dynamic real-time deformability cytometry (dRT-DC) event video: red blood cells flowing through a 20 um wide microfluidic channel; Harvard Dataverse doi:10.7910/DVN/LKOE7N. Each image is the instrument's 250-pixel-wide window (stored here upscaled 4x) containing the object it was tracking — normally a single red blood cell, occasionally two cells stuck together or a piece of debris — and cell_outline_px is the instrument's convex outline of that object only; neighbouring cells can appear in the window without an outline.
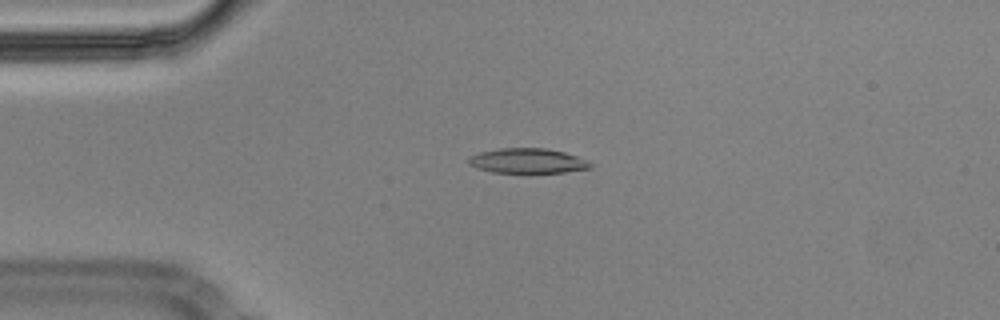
{"species": "Egyptian fruit bat (a non-hibernating species)", "species_latin": "Rousettus aegyptiacus", "temperature_condition": "cold", "stored_images_in_passage": 55, "camera_frame_rate_fps": 3000, "um_per_image_px": 0.085, "animal": {"sex": "male"}, "frame": {"image": 1, "passage_image": 12, "time_ms": 3.667, "image_size_px": [1000, 320], "cell_outline_px": [[592, 168], [564, 172], [492, 172], [476, 168], [468, 164], [468, 156], [476, 152], [500, 148], [544, 148], [564, 152], [588, 160], [592, 164]], "centroid_in_image_um": [44.8, 13.66], "position_along_channel_um": 40.2, "area_um2": 17.74}}
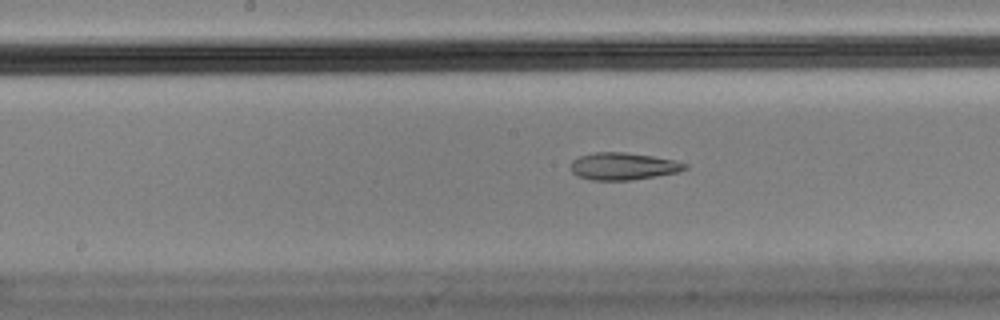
{"frame": {"image": 2, "passage_image": 27, "time_ms": 8.667, "image_size_px": [1000, 320], "cell_outline_px": [[688, 168], [676, 172], [628, 180], [592, 180], [576, 176], [572, 172], [572, 160], [580, 156], [596, 152], [624, 152], [652, 156], [672, 160], [688, 164]], "centroid_in_image_um": [52.93, 14.13], "position_along_channel_um": 195.3, "area_um2": 17.8}}
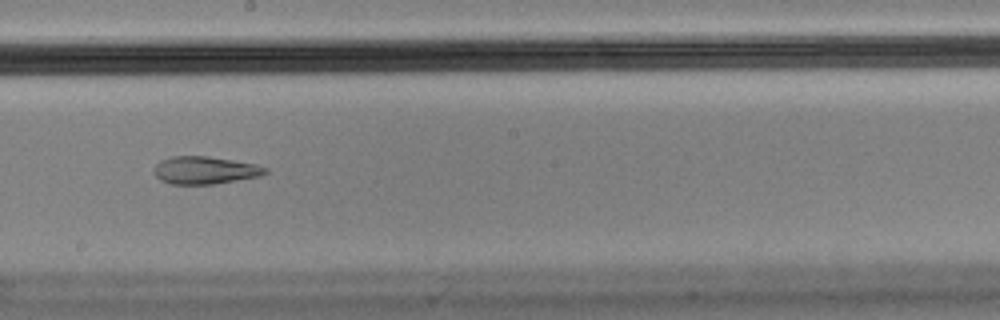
{"frame": {"image": 3, "passage_image": 30, "time_ms": 9.667, "image_size_px": [1000, 320], "cell_outline_px": [[268, 172], [260, 176], [212, 184], [172, 184], [160, 180], [152, 172], [152, 168], [160, 160], [172, 156], [208, 156], [256, 164], [268, 168]], "centroid_in_image_um": [17.38, 14.46], "position_along_channel_um": 230.8, "area_um2": 17.98}, "authors_computed_cell_mechanics": {"area_um2": 18.6694, "velocity_mm_per_s": 3.5858, "shape_relaxation_time_tau1_ms": null, "shape_relaxation_time_tau2_ms": 1.7973, "deformation_change_tau1": null, "deformation_change_tau2": 0.0885}}